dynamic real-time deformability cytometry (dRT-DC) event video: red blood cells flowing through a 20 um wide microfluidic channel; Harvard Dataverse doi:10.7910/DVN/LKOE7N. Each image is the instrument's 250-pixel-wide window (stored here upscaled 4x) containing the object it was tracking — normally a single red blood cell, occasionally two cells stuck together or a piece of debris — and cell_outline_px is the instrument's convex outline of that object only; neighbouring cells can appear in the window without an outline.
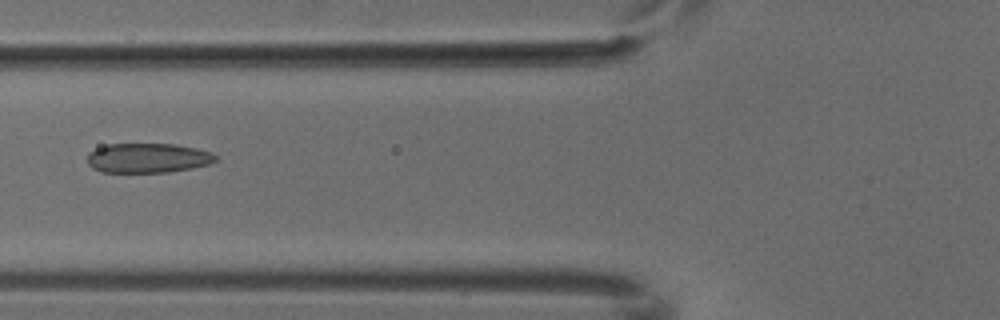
{"species": "common noctule bat (a hibernating species)", "species_latin": "Nyctalus noctula", "temperature_condition": "cold", "stored_images_in_passage": 8, "camera_frame_rate_fps": 3000, "um_per_image_px": 0.085, "animal": {"sex": "male", "body_mass_g": 18.8}, "frame": {"image": 1, "passage_image": 7, "time_ms": 2.0, "image_size_px": [1000, 320], "cell_outline_px": [[216, 160], [208, 164], [192, 168], [168, 172], [100, 172], [92, 168], [88, 164], [88, 152], [96, 148], [108, 144], [176, 144], [196, 148], [212, 152], [216, 156]], "centroid_in_image_um": [12.55, 13.43], "position_along_channel_um": 113.3, "area_um2": 22.2}}
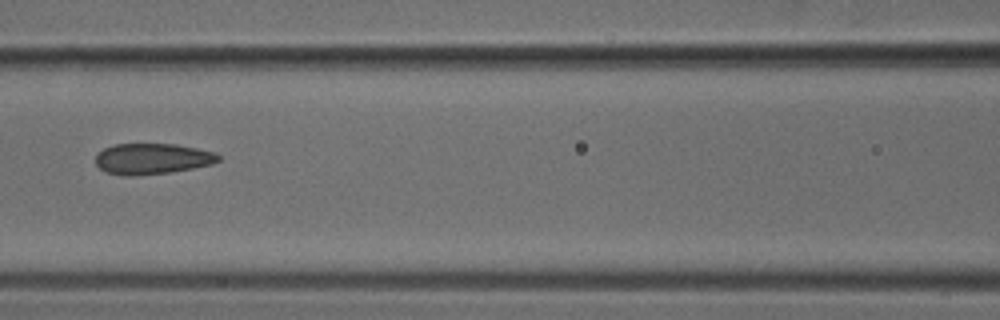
{"frame": {"image": 2, "passage_image": 8, "time_ms": 2.333, "image_size_px": [1000, 320], "cell_outline_px": [[220, 160], [212, 164], [172, 172], [136, 176], [124, 176], [108, 172], [100, 168], [96, 164], [96, 156], [104, 148], [116, 144], [176, 144], [216, 152], [220, 156]], "centroid_in_image_um": [12.96, 13.5], "position_along_channel_um": 153.6, "area_um2": 22.08}}